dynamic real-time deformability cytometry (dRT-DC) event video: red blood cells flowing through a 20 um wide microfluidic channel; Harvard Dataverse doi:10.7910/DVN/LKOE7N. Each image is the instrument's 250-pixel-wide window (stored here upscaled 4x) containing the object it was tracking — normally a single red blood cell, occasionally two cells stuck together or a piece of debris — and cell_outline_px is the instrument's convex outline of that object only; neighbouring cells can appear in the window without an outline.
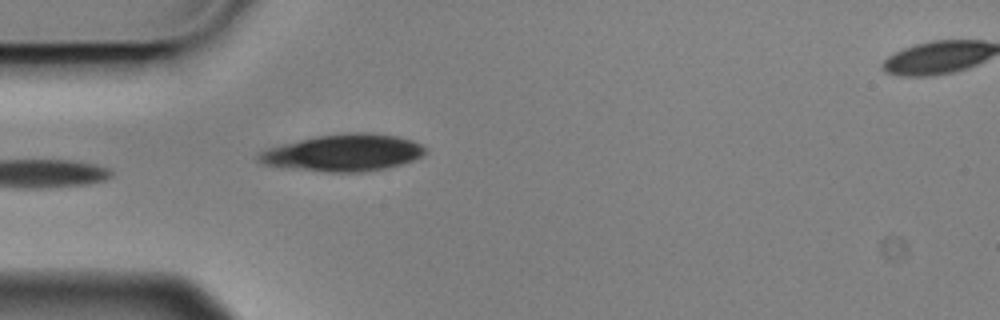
{"species": "Egyptian fruit bat (a non-hibernating species)", "species_latin": "Rousettus aegyptiacus", "temperature_condition": "cold", "stored_images_in_passage": 5, "segment_of_instrument_passage": [1, 2], "camera_frame_rate_fps": 3000, "um_per_image_px": 0.085, "animal": {"sex": "male"}, "frame": {"image": 1, "passage_image": 4, "time_ms": 1.0, "image_size_px": [1000, 320], "cell_outline_px": [[428, 152], [424, 156], [388, 168], [364, 172], [328, 172], [284, 168], [260, 164], [256, 160], [256, 152], [268, 148], [300, 140], [320, 136], [352, 132], [364, 132], [396, 136], [412, 140], [428, 148]], "centroid_in_image_um": [29.18, 13.0], "position_along_channel_um": 55.8, "area_um2": 36.07}}